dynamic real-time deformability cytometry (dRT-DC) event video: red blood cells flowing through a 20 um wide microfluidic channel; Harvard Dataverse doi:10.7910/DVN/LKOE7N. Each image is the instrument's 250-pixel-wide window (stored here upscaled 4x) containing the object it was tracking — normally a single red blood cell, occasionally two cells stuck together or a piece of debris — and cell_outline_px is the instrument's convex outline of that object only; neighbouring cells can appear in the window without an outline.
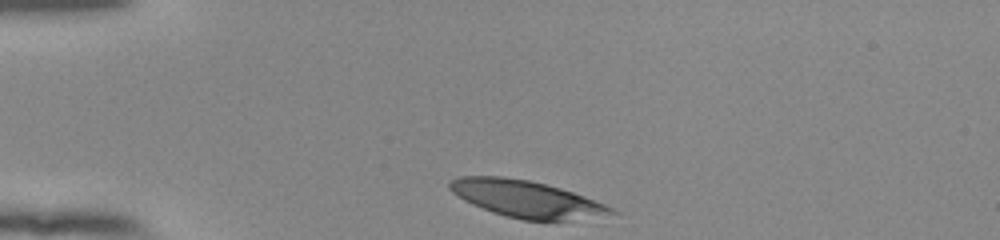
{"species": "human", "species_latin": "Homo sapiens", "temperature_condition": "room temperature", "stored_images_in_passage": 33, "camera_frame_rate_fps": 3000, "um_per_image_px": 0.085, "donor": {"sex": "female"}, "frame": {"image": 1, "passage_image": 1, "time_ms": 0.0, "image_size_px": [1000, 240], "cell_outline_px": [[620, 212], [568, 220], [524, 220], [492, 212], [472, 204], [464, 200], [452, 192], [448, 188], [448, 184], [452, 180], [460, 176], [504, 176], [528, 180], [560, 188], [584, 196], [604, 204]], "centroid_in_image_um": [44.68, 16.89], "position_along_channel_um": 40.3, "area_um2": 34.1}}
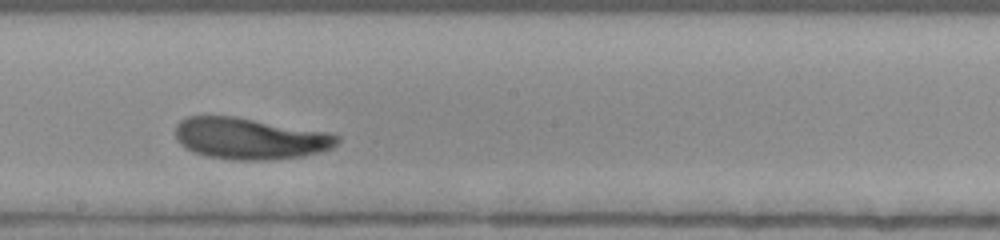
{"frame": {"image": 2, "passage_image": 19, "time_ms": 6.0, "image_size_px": [1000, 240], "cell_outline_px": [[340, 140], [332, 148], [304, 156], [272, 160], [232, 160], [208, 156], [192, 152], [184, 148], [176, 140], [176, 124], [180, 120], [188, 116], [236, 116], [328, 132], [340, 136]], "centroid_in_image_um": [21.23, 11.77], "position_along_channel_um": 227.0, "area_um2": 39.42}}
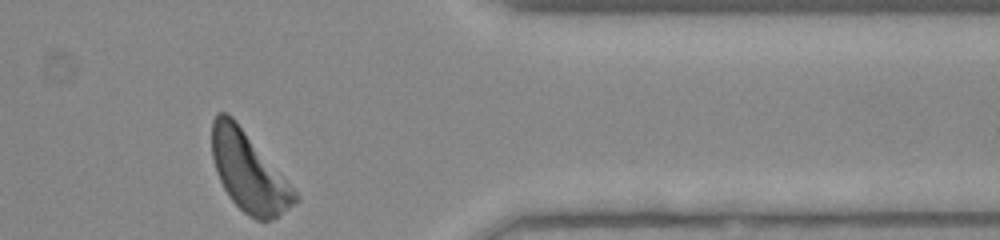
{"frame": {"image": 3, "passage_image": 33, "time_ms": 10.667, "image_size_px": [1000, 240], "cell_outline_px": [[300, 200], [272, 220], [256, 220], [248, 216], [228, 196], [216, 172], [212, 160], [212, 120], [216, 112], [228, 112], [232, 116], [300, 196]], "centroid_in_image_um": [21.12, 14.61], "position_along_channel_um": 390.3, "area_um2": 38.03}, "authors_computed_cell_mechanics": {"area_um2": 38.6682, "velocity_mm_per_s": 3.8179, "shape_relaxation_time_tau1_ms": 2.6056, "shape_relaxation_time_tau2_ms": 2.6782, "deformation_change_tau1": 0.1486, "deformation_change_tau2": 0.099}}